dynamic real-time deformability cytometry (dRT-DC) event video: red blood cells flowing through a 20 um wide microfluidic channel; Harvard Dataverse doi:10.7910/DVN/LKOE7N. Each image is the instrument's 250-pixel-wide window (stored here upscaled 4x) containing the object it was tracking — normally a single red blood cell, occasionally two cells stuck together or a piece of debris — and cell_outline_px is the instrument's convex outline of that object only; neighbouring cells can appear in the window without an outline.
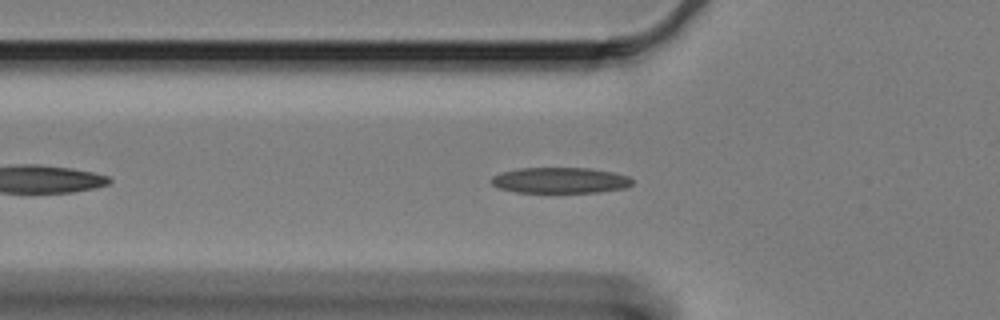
{"species": "Egyptian fruit bat (a non-hibernating species)", "species_latin": "Rousettus aegyptiacus", "temperature_condition": "cold", "stored_images_in_passage": 51, "camera_frame_rate_fps": 3000, "um_per_image_px": 0.085, "animal": {"sex": "female"}, "frame": {"image": 1, "passage_image": 9, "time_ms": 2.667, "image_size_px": [1000, 320], "cell_outline_px": [[632, 184], [624, 188], [600, 192], [516, 192], [500, 188], [492, 184], [488, 180], [492, 176], [500, 172], [520, 168], [588, 168], [612, 172], [628, 176], [632, 180]], "centroid_in_image_um": [47.57, 15.32], "position_along_channel_um": 78.2, "area_um2": 21.15}}
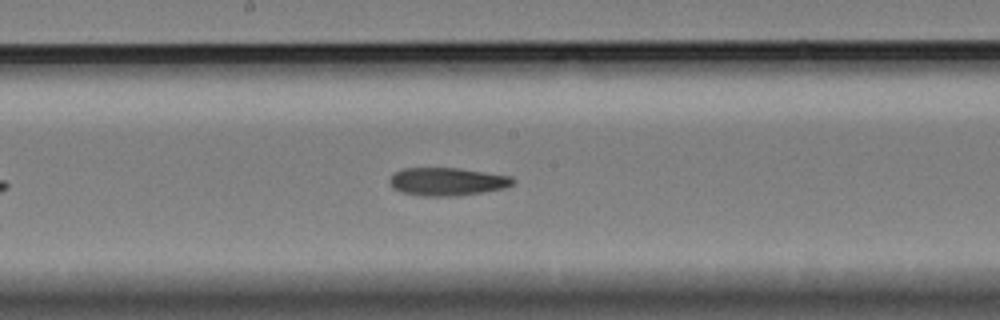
{"frame": {"image": 2, "passage_image": 21, "time_ms": 6.667, "image_size_px": [1000, 320], "cell_outline_px": [[516, 180], [512, 184], [504, 188], [484, 192], [456, 196], [420, 196], [404, 192], [392, 188], [388, 180], [392, 172], [404, 168], [456, 168], [512, 176]], "centroid_in_image_um": [37.98, 15.43], "position_along_channel_um": 210.2, "area_um2": 20.23}}
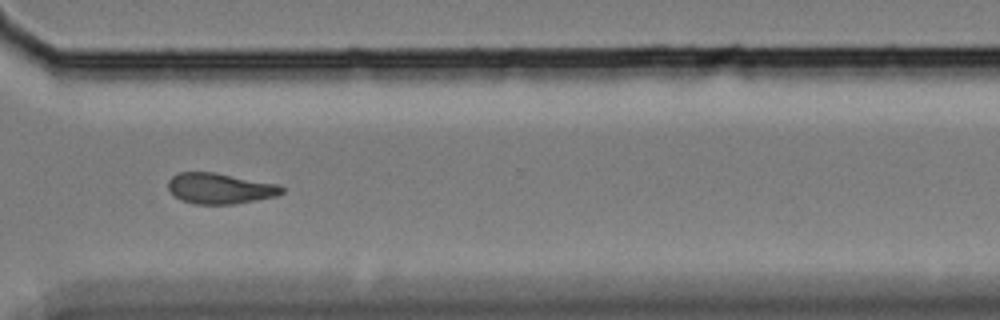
{"frame": {"image": 3, "passage_image": 34, "time_ms": 11.0, "image_size_px": [1000, 320], "cell_outline_px": [[284, 192], [276, 196], [236, 204], [196, 204], [180, 200], [168, 188], [168, 180], [176, 172], [212, 172], [280, 184], [284, 188]], "centroid_in_image_um": [18.71, 16.01], "position_along_channel_um": 351.9, "area_um2": 20.4}, "authors_computed_cell_mechanics": {"area_um2": 20.4034, "velocity_mm_per_s": 3.2737, "shape_relaxation_time_tau1_ms": 11.0949, "shape_relaxation_time_tau2_ms": 7.4616, "deformation_change_tau1": 0.213, "deformation_change_tau2": 0.159}}